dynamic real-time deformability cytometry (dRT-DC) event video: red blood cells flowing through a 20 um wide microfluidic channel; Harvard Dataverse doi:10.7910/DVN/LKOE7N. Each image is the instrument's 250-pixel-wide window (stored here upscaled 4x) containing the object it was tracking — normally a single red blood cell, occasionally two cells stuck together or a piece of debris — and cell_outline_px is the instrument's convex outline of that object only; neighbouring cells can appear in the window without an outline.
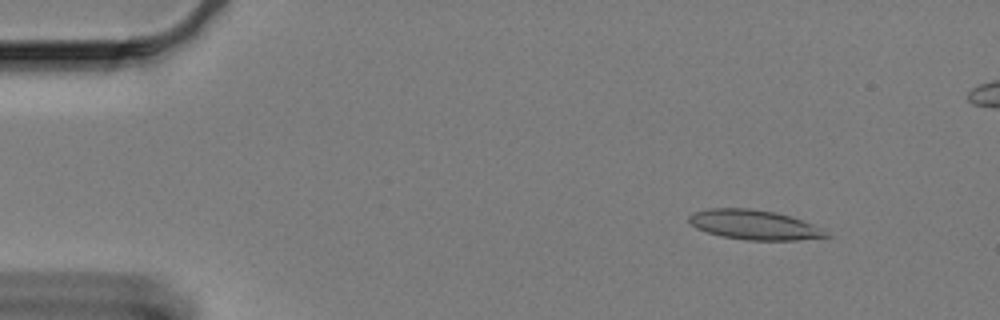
{"species": "Egyptian fruit bat (a non-hibernating species)", "species_latin": "Rousettus aegyptiacus", "temperature_condition": "cold", "stored_images_in_passage": 61, "camera_frame_rate_fps": 3000, "um_per_image_px": 0.085, "animal": {"sex": "female"}, "frame": {"image": 1, "passage_image": 6, "time_ms": 1.667, "image_size_px": [1000, 320], "cell_outline_px": [[832, 236], [796, 240], [748, 240], [720, 236], [696, 228], [688, 220], [688, 216], [692, 212], [708, 208], [752, 208], [776, 212], [792, 216], [824, 228]], "centroid_in_image_um": [64.13, 19.1], "position_along_channel_um": 20.9, "area_um2": 23.99}}
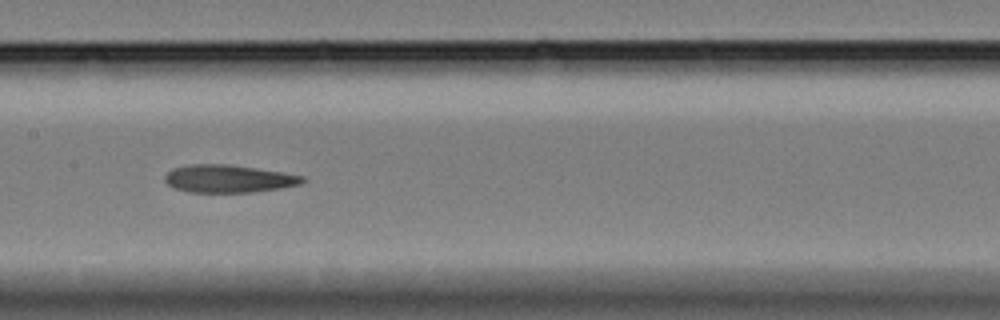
{"frame": {"image": 2, "passage_image": 29, "time_ms": 9.333, "image_size_px": [1000, 320], "cell_outline_px": [[308, 180], [300, 184], [280, 188], [252, 192], [188, 192], [176, 188], [168, 184], [164, 180], [164, 176], [172, 168], [188, 164], [228, 164], [284, 172], [304, 176]], "centroid_in_image_um": [19.43, 15.18], "position_along_channel_um": 188.0, "area_um2": 22.31}}
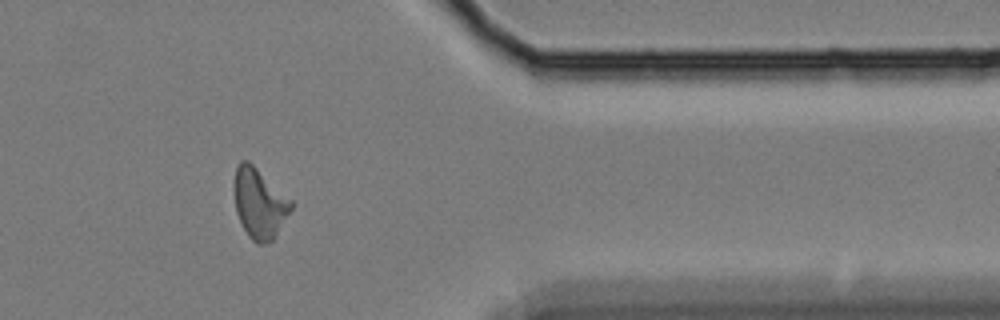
{"frame": {"image": 3, "passage_image": 49, "time_ms": 16.0, "image_size_px": [1000, 320], "cell_outline_px": [[292, 208], [272, 240], [268, 244], [256, 244], [248, 236], [236, 212], [232, 184], [236, 168], [240, 160], [248, 160], [292, 200]], "centroid_in_image_um": [22.01, 17.27], "position_along_channel_um": 389.4, "area_um2": 23.24}, "authors_computed_cell_mechanics": {"area_um2": 23.2356, "velocity_mm_per_s": 3.2735, "shape_relaxation_time_tau1_ms": null, "shape_relaxation_time_tau2_ms": 8.0725, "deformation_change_tau1": null, "deformation_change_tau2": 0.1763}}